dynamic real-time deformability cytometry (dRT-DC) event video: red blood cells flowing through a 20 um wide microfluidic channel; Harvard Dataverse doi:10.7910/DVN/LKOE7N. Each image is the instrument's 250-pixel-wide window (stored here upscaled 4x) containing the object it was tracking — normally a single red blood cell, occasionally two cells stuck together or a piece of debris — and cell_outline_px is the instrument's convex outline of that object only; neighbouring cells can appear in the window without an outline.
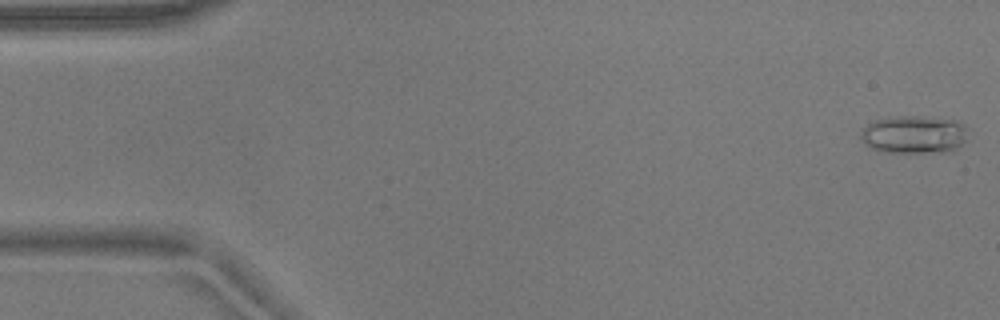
{"species": "common noctule bat (a hibernating species)", "species_latin": "Nyctalus noctula", "temperature_condition": "warm", "stored_images_in_passage": 54, "camera_frame_rate_fps": 3000, "um_per_image_px": 0.085, "animal": {"sex": "male", "body_mass_g": 17.9}, "frame": {"image": 1, "passage_image": 1, "time_ms": 0.0, "image_size_px": [1000, 320], "cell_outline_px": [[964, 140], [952, 152], [884, 152], [872, 148], [864, 144], [860, 140], [860, 132], [872, 120], [888, 116], [924, 116], [960, 120], [964, 124]], "centroid_in_image_um": [77.64, 11.41], "position_along_channel_um": 7.4, "area_um2": 23.93}, "authors_computed_cell_mechanics": {"area_um2": 19.363, "velocity_mm_per_s": 3.7382, "shape_relaxation_time_tau1_ms": 6.5652, "shape_relaxation_time_tau2_ms": 2.6992, "deformation_change_tau1": 0.1988, "deformation_change_tau2": 0.1292}}